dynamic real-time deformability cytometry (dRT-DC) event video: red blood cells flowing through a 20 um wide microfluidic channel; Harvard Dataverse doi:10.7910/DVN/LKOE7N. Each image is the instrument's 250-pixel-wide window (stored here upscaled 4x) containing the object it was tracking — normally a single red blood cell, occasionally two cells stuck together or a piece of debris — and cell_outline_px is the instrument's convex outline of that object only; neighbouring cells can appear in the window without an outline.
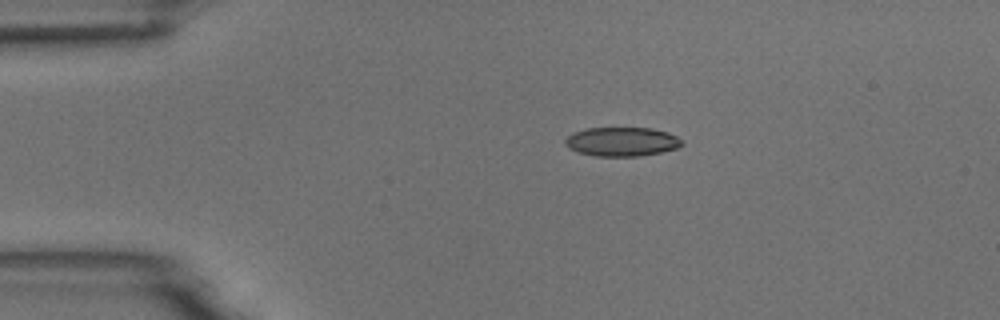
{"species": "common noctule bat (a hibernating species)", "species_latin": "Nyctalus noctula", "temperature_condition": "room temperature", "stored_images_in_passage": 7, "camera_frame_rate_fps": 3000, "um_per_image_px": 0.085, "animal": {"sex": "male", "body_mass_g": 18.8}, "frame": {"image": 1, "passage_image": 2, "time_ms": 0.333, "image_size_px": [1000, 320], "cell_outline_px": [[684, 144], [676, 148], [660, 152], [640, 156], [596, 156], [580, 152], [568, 148], [564, 144], [564, 140], [572, 132], [588, 128], [652, 128], [668, 132], [676, 136]], "centroid_in_image_um": [52.83, 12.04], "position_along_channel_um": 32.2, "area_um2": 19.71}}
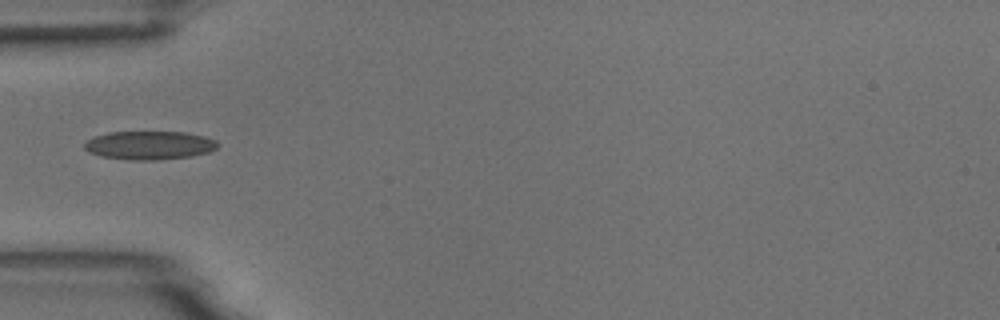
{"frame": {"image": 2, "passage_image": 4, "time_ms": 1.0, "image_size_px": [1000, 320], "cell_outline_px": [[220, 144], [216, 148], [208, 152], [192, 156], [156, 160], [128, 160], [100, 156], [88, 152], [84, 148], [84, 144], [92, 136], [108, 132], [184, 132], [204, 136], [216, 140]], "centroid_in_image_um": [12.68, 12.35], "position_along_channel_um": 72.3, "area_um2": 22.31}}